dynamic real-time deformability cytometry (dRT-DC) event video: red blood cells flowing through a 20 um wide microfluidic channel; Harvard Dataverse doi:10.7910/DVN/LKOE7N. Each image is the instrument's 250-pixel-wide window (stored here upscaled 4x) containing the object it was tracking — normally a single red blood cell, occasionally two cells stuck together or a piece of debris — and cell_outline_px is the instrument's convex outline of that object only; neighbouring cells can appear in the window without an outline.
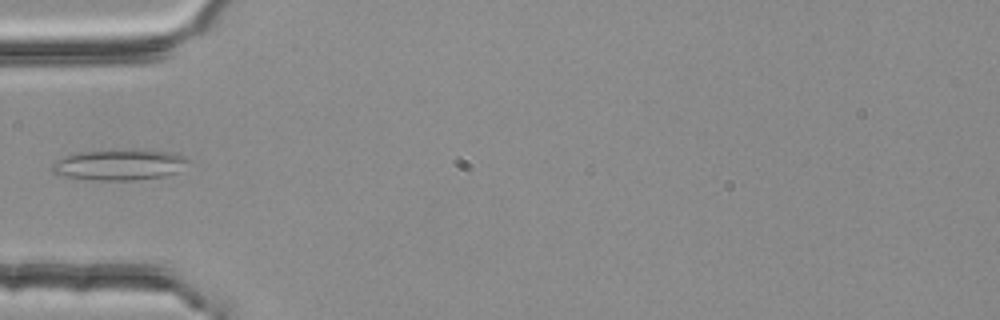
{"species": "common noctule bat (a hibernating species)", "species_latin": "Nyctalus noctula", "temperature_condition": "room temperature", "stored_images_in_passage": 3, "camera_frame_rate_fps": 3000, "um_per_image_px": 0.085, "animal": {"sex": "female", "body_mass_g": 25.1}, "frame": {"image": 1, "passage_image": 3, "time_ms": 0.667, "image_size_px": [1000, 320], "cell_outline_px": [[192, 160], [176, 172], [164, 176], [136, 180], [96, 180], [64, 176], [52, 172], [52, 164], [56, 160], [64, 156], [80, 152], [116, 148], [140, 148], [168, 152], [184, 156]], "centroid_in_image_um": [10.16, 13.97], "position_along_channel_um": 74.8, "area_um2": 24.97}}